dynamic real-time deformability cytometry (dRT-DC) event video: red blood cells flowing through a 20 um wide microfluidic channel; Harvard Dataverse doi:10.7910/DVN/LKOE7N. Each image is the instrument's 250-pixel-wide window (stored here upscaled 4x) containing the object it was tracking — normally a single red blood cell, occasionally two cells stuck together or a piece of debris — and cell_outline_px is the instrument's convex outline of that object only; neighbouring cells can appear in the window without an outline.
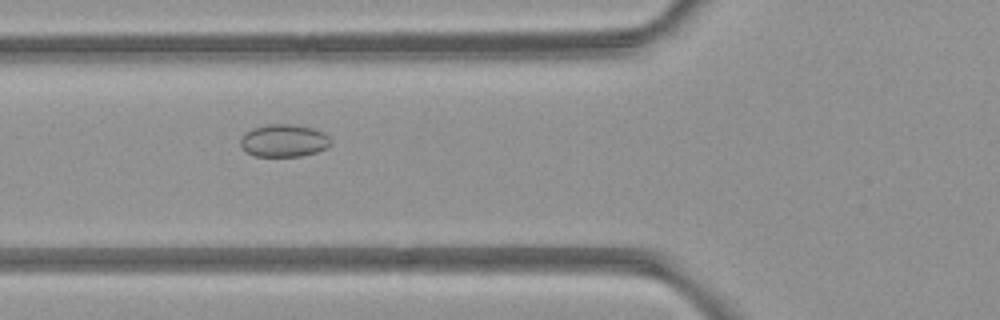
{"species": "common noctule bat (a hibernating species)", "species_latin": "Nyctalus noctula", "temperature_condition": "room temperature", "stored_images_in_passage": 5, "camera_frame_rate_fps": 3000, "um_per_image_px": 0.085, "animal": {"sex": "female", "body_mass_g": 21.9}, "frame": {"image": 1, "passage_image": 3, "time_ms": 3.0, "image_size_px": [1000, 320], "cell_outline_px": [[332, 144], [328, 148], [316, 152], [300, 156], [252, 156], [240, 144], [240, 140], [244, 132], [252, 128], [264, 124], [292, 124], [312, 128], [324, 132], [332, 140]], "centroid_in_image_um": [24.14, 11.94], "position_along_channel_um": 101.7, "area_um2": 17.34}}
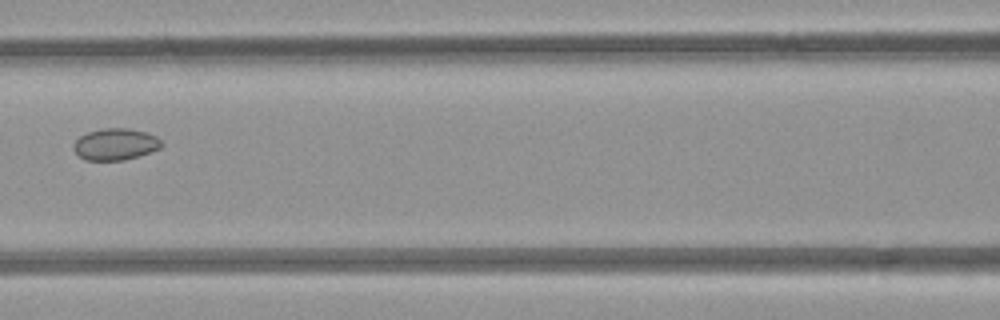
{"frame": {"image": 2, "passage_image": 4, "time_ms": 4.333, "image_size_px": [1000, 320], "cell_outline_px": [[164, 144], [160, 148], [124, 160], [84, 160], [72, 148], [72, 144], [80, 136], [88, 132], [104, 128], [128, 128], [148, 132], [156, 136]], "centroid_in_image_um": [9.8, 12.25], "position_along_channel_um": 156.8, "area_um2": 16.18}}
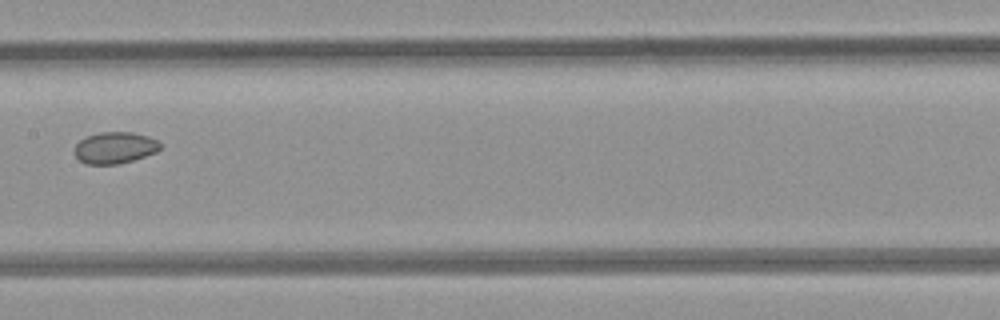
{"frame": {"image": 3, "passage_image": 5, "time_ms": 5.333, "image_size_px": [1000, 320], "cell_outline_px": [[160, 148], [156, 152], [132, 160], [116, 164], [84, 164], [76, 156], [76, 144], [80, 140], [88, 136], [100, 132], [132, 132], [148, 136], [156, 140], [160, 144]], "centroid_in_image_um": [9.76, 12.55], "position_along_channel_um": 197.6, "area_um2": 15.49}}